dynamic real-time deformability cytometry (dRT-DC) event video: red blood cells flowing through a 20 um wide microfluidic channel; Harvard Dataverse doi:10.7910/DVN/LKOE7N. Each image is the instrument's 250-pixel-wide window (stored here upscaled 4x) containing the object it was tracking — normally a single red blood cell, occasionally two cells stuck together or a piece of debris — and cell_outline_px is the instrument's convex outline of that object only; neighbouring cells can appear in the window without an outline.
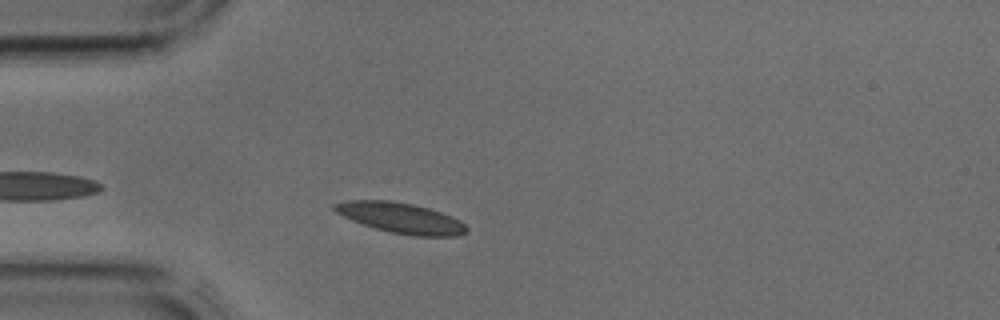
{"species": "common noctule bat (a hibernating species)", "species_latin": "Nyctalus noctula", "temperature_condition": "cold", "stored_images_in_passage": 27, "camera_frame_rate_fps": 3000, "um_per_image_px": 0.085, "animal": {"sex": "male", "body_mass_g": 17.9, "forearm_length_mm": 54.2}, "frame": {"image": 1, "passage_image": 3, "time_ms": 0.667, "image_size_px": [1000, 320], "cell_outline_px": [[468, 232], [456, 236], [416, 236], [392, 232], [376, 228], [352, 220], [336, 212], [332, 208], [332, 204], [348, 200], [388, 200], [412, 204], [428, 208], [452, 216], [460, 220], [468, 228]], "centroid_in_image_um": [34.09, 18.52], "position_along_channel_um": 50.9, "area_um2": 23.24}}
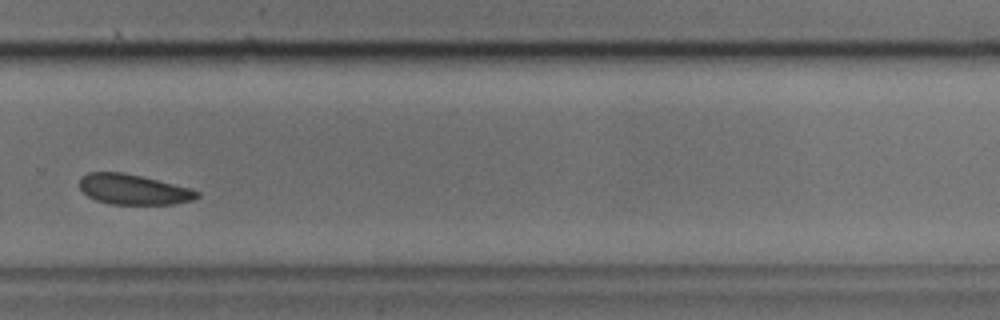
{"frame": {"image": 2, "passage_image": 21, "time_ms": 6.667, "image_size_px": [1000, 320], "cell_outline_px": [[200, 196], [192, 200], [172, 204], [112, 204], [96, 200], [88, 196], [80, 188], [80, 176], [88, 172], [124, 172], [192, 188], [200, 192]], "centroid_in_image_um": [11.35, 16.09], "position_along_channel_um": 318.5, "area_um2": 20.75}}
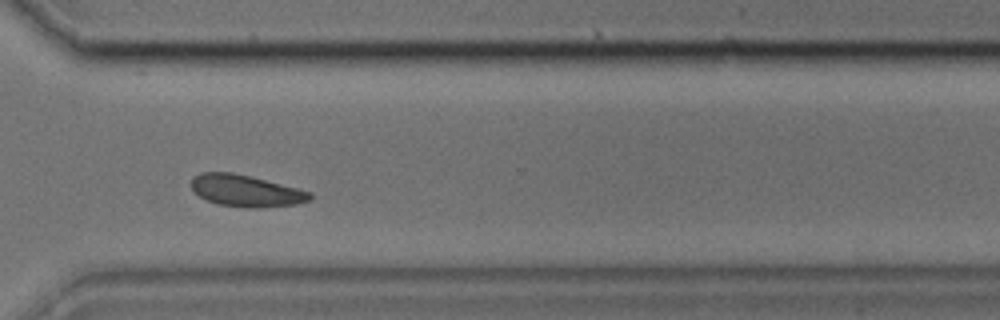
{"frame": {"image": 3, "passage_image": 23, "time_ms": 7.333, "image_size_px": [1000, 320], "cell_outline_px": [[312, 200], [296, 204], [256, 208], [244, 208], [216, 204], [200, 196], [192, 188], [192, 176], [200, 172], [232, 172], [252, 176], [312, 192]], "centroid_in_image_um": [20.91, 16.21], "position_along_channel_um": 349.7, "area_um2": 22.08}}